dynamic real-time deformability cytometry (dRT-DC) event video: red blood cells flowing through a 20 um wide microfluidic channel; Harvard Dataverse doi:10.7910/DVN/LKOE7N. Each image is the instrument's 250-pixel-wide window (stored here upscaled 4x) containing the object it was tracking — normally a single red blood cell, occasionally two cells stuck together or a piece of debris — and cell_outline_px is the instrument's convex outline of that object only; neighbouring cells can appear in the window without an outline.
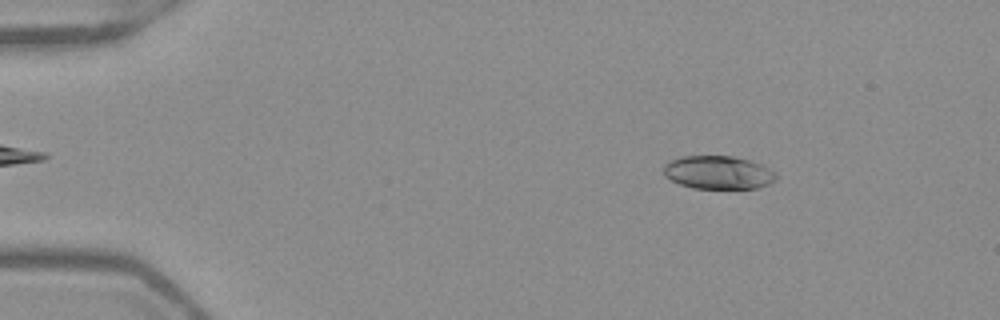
{"species": "Egyptian fruit bat (a non-hibernating species)", "species_latin": "Rousettus aegyptiacus", "temperature_condition": "warm", "stored_images_in_passage": 48, "camera_frame_rate_fps": 3000, "um_per_image_px": 0.085, "frame": {"image": 1, "passage_image": 4, "time_ms": 1.0, "image_size_px": [1000, 320], "cell_outline_px": [[776, 180], [768, 184], [756, 188], [692, 188], [680, 184], [664, 176], [664, 164], [668, 160], [680, 156], [732, 156], [748, 160], [760, 164], [768, 168], [776, 176]], "centroid_in_image_um": [60.99, 14.65], "position_along_channel_um": 24.0, "area_um2": 21.68}}
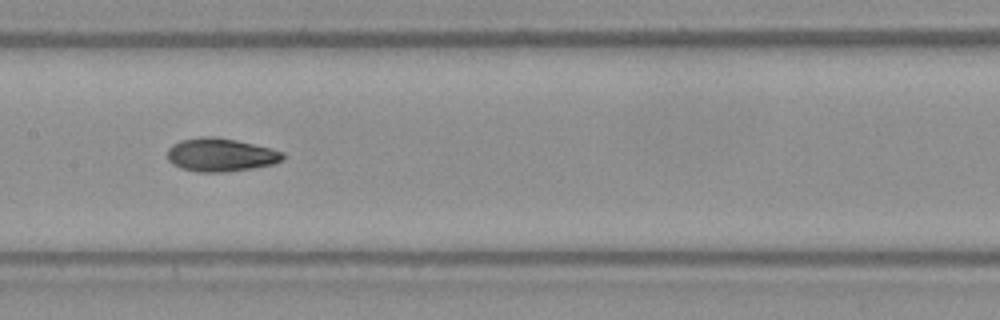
{"frame": {"image": 2, "passage_image": 23, "time_ms": 7.333, "image_size_px": [1000, 320], "cell_outline_px": [[284, 160], [276, 164], [252, 168], [224, 172], [196, 172], [180, 168], [172, 164], [168, 160], [168, 148], [172, 144], [180, 140], [204, 136], [216, 136], [236, 140], [284, 152]], "centroid_in_image_um": [18.74, 13.17], "position_along_channel_um": 188.7, "area_um2": 22.54}}
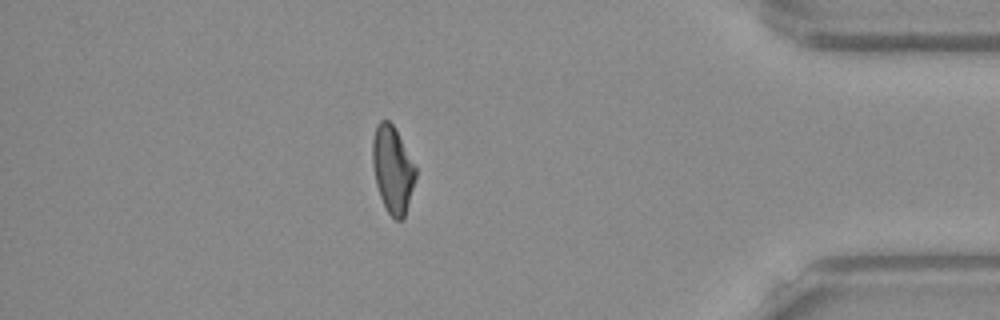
{"frame": {"image": 3, "passage_image": 42, "time_ms": 13.667, "image_size_px": [1000, 320], "cell_outline_px": [[416, 176], [404, 220], [396, 220], [388, 212], [380, 196], [376, 184], [372, 164], [372, 140], [376, 124], [380, 120], [388, 120], [392, 124], [416, 168]], "centroid_in_image_um": [33.35, 14.42], "position_along_channel_um": 401.8, "area_um2": 21.56}, "authors_computed_cell_mechanics": {"area_um2": 22.253, "velocity_mm_per_s": 3.9342, "shape_relaxation_time_tau1_ms": 7.2816, "shape_relaxation_time_tau2_ms": 2.8935, "deformation_change_tau1": 0.2123, "deformation_change_tau2": 0.0874}}